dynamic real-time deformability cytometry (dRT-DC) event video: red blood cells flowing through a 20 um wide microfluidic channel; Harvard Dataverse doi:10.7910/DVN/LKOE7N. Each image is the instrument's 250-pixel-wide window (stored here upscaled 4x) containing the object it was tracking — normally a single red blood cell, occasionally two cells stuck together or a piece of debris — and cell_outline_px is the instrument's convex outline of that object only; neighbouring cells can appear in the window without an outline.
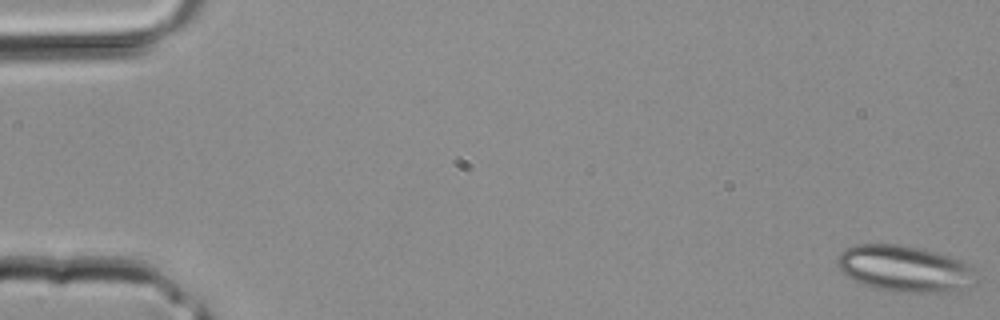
{"species": "common noctule bat (a hibernating species)", "species_latin": "Nyctalus noctula", "temperature_condition": "room temperature", "stored_images_in_passage": 4, "camera_frame_rate_fps": 3000, "um_per_image_px": 0.085, "animal": {"sex": "male", "body_mass_g": 20.4}, "frame": {"image": 1, "passage_image": 1, "time_ms": 0.0, "image_size_px": [1000, 320], "cell_outline_px": [[976, 284], [968, 288], [956, 292], [892, 292], [876, 288], [864, 284], [848, 276], [836, 264], [836, 260], [840, 252], [856, 244], [900, 244], [924, 248], [952, 256], [964, 260], [972, 268]], "centroid_in_image_um": [76.96, 22.83], "position_along_channel_um": 8.0, "area_um2": 37.92}}